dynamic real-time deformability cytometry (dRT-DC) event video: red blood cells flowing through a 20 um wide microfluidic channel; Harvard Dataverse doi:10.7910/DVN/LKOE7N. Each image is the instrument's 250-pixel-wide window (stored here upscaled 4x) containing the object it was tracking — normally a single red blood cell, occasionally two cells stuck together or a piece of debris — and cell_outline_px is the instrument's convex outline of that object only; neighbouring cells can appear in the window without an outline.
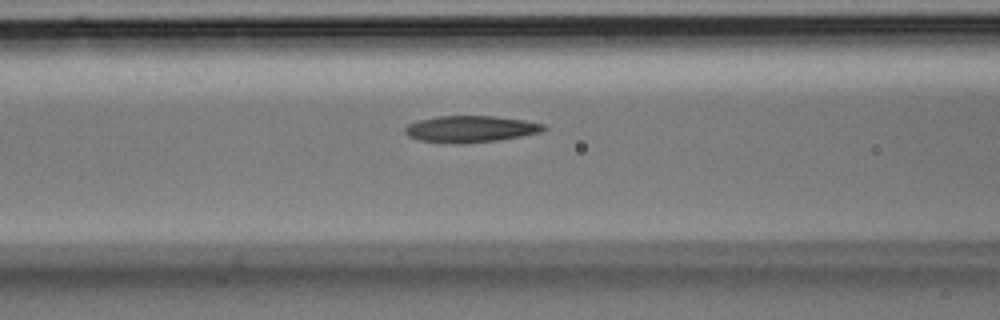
{"species": "Egyptian fruit bat (a non-hibernating species)", "species_latin": "Rousettus aegyptiacus", "temperature_condition": "room temperature", "stored_images_in_passage": 27, "camera_frame_rate_fps": 3000, "um_per_image_px": 0.085, "animal": {"sex": "male"}, "frame": {"image": 1, "passage_image": 5, "time_ms": 1.333, "image_size_px": [1000, 320], "cell_outline_px": [[548, 128], [544, 132], [500, 140], [464, 144], [452, 144], [416, 140], [408, 136], [404, 132], [404, 128], [408, 124], [420, 120], [440, 116], [496, 116], [524, 120], [544, 124]], "centroid_in_image_um": [40.02, 10.98], "position_along_channel_um": 126.6, "area_um2": 21.85}}
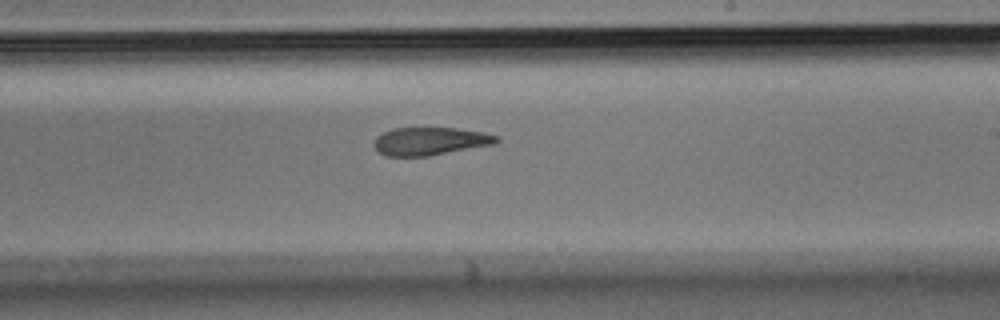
{"frame": {"image": 2, "passage_image": 12, "time_ms": 3.667, "image_size_px": [1000, 320], "cell_outline_px": [[500, 140], [496, 144], [428, 156], [384, 156], [376, 152], [372, 144], [376, 136], [392, 128], [456, 128], [484, 132], [500, 136]], "centroid_in_image_um": [36.55, 12.01], "position_along_channel_um": 252.5, "area_um2": 20.29}}
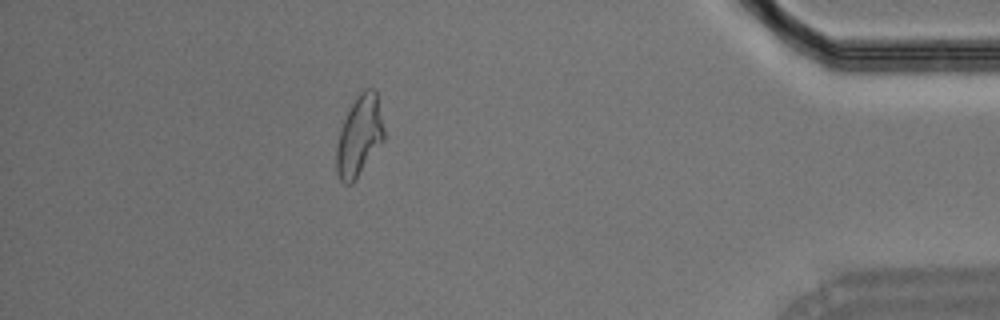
{"frame": {"image": 3, "passage_image": 23, "time_ms": 7.333, "image_size_px": [1000, 320], "cell_outline_px": [[384, 140], [352, 184], [344, 184], [340, 180], [336, 172], [336, 144], [340, 128], [356, 96], [364, 88], [372, 88], [376, 92], [384, 128]], "centroid_in_image_um": [30.52, 11.57], "position_along_channel_um": 404.7, "area_um2": 22.2}}